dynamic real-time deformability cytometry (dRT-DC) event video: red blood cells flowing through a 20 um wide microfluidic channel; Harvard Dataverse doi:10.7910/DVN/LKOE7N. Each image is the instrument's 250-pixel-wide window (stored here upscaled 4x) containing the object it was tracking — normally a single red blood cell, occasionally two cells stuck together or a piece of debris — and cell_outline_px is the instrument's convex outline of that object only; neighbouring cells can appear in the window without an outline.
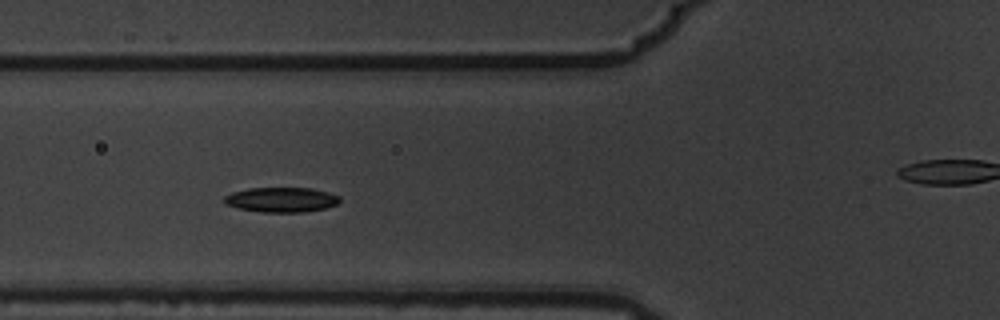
{"species": "common noctule bat (a hibernating species)", "species_latin": "Nyctalus noctula", "temperature_condition": "warm", "stored_images_in_passage": 10, "camera_frame_rate_fps": 3000, "um_per_image_px": 0.085, "animal": {"sex": "male", "body_mass_g": 19.5, "forearm_length_mm": 54.6}, "frame": {"image": 1, "passage_image": 5, "time_ms": 1.333, "image_size_px": [1000, 320], "cell_outline_px": [[340, 200], [336, 204], [324, 208], [304, 212], [260, 212], [240, 208], [228, 204], [224, 200], [224, 196], [232, 192], [248, 188], [312, 188], [328, 192], [340, 196]], "centroid_in_image_um": [23.93, 16.97], "position_along_channel_um": 101.9, "area_um2": 16.59}}
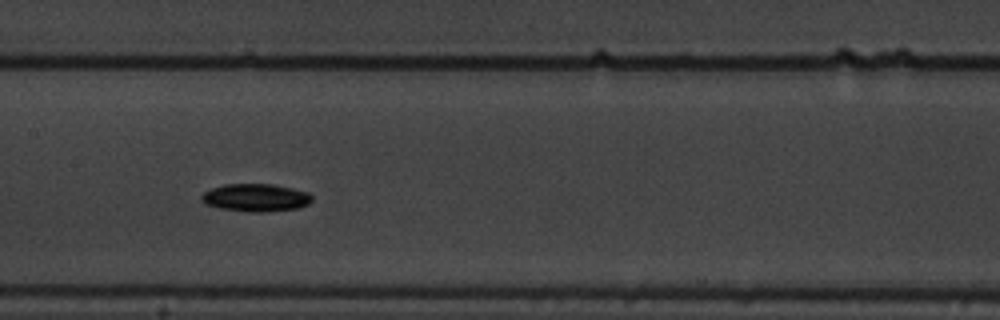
{"frame": {"image": 2, "passage_image": 7, "time_ms": 2.0, "image_size_px": [1000, 320], "cell_outline_px": [[312, 200], [308, 204], [296, 208], [268, 212], [248, 212], [220, 208], [204, 204], [200, 200], [200, 196], [204, 192], [212, 188], [224, 184], [272, 184], [292, 188], [308, 192], [312, 196]], "centroid_in_image_um": [21.71, 16.8], "position_along_channel_um": 185.7, "area_um2": 17.98}}
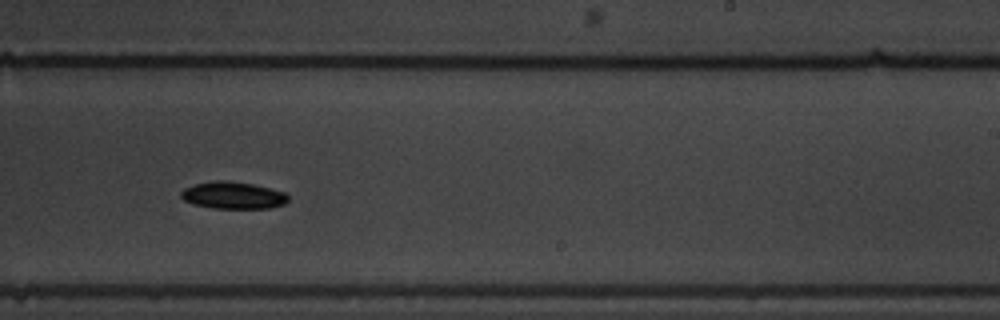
{"frame": {"image": 3, "passage_image": 9, "time_ms": 2.667, "image_size_px": [1000, 320], "cell_outline_px": [[288, 200], [284, 204], [268, 208], [212, 208], [192, 204], [184, 200], [180, 196], [180, 192], [184, 188], [196, 184], [212, 180], [228, 180], [252, 184], [284, 192], [288, 196]], "centroid_in_image_um": [19.77, 16.6], "position_along_channel_um": 269.2, "area_um2": 16.88}}